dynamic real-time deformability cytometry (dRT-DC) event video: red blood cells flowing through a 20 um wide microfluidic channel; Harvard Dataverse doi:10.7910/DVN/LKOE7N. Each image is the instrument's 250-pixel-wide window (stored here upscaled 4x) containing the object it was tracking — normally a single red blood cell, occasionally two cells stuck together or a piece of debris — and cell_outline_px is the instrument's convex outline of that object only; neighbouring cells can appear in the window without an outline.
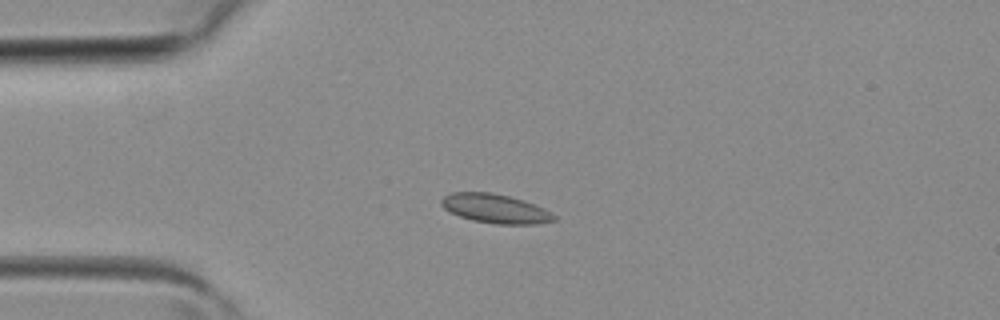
{"species": "common noctule bat (a hibernating species)", "species_latin": "Nyctalus noctula", "temperature_condition": "room temperature", "stored_images_in_passage": 3, "camera_frame_rate_fps": 3000, "um_per_image_px": 0.085, "animal": {"sex": "female", "body_mass_g": 19.3, "forearm_length_mm": 54.1}, "frame": {"image": 1, "passage_image": 2, "time_ms": 0.333, "image_size_px": [1000, 320], "cell_outline_px": [[556, 220], [536, 224], [496, 224], [472, 220], [460, 216], [444, 208], [440, 204], [440, 200], [444, 196], [452, 192], [488, 192], [508, 196], [524, 200], [544, 208], [556, 216]], "centroid_in_image_um": [42.1, 17.73], "position_along_channel_um": 42.9, "area_um2": 19.02}}